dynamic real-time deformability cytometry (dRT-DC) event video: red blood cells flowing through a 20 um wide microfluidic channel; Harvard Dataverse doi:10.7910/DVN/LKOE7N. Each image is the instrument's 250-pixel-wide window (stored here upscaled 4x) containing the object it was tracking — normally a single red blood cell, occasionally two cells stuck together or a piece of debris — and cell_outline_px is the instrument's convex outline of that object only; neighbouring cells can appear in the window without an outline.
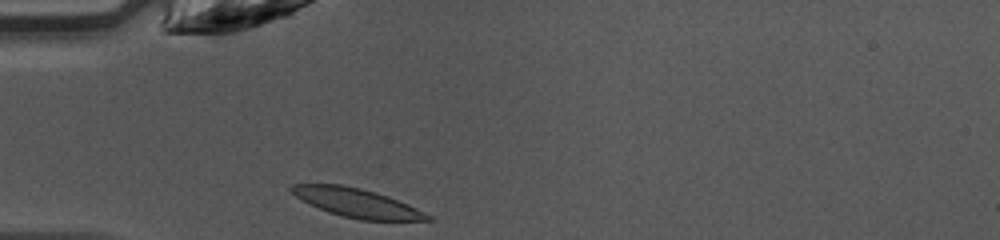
{"species": "common noctule bat (a hibernating species)", "species_latin": "Nyctalus noctula", "temperature_condition": "warm", "stored_images_in_passage": 34, "camera_frame_rate_fps": 3000, "um_per_image_px": 0.085, "animal": {"sex": "female", "body_mass_g": 10.0, "forearm_length_mm": 53.1}, "frame": {"image": 1, "passage_image": 1, "time_ms": 0.0, "image_size_px": [1000, 240], "cell_outline_px": [[436, 220], [360, 220], [328, 212], [296, 196], [288, 188], [292, 184], [344, 184], [376, 192], [388, 196], [424, 212], [432, 216]], "centroid_in_image_um": [30.34, 17.23], "position_along_channel_um": 54.7, "area_um2": 22.48}}
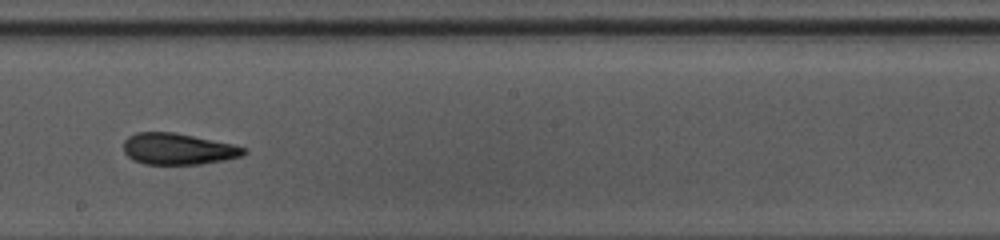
{"frame": {"image": 2, "passage_image": 14, "time_ms": 4.333, "image_size_px": [1000, 240], "cell_outline_px": [[248, 152], [240, 156], [224, 160], [200, 164], [144, 164], [132, 160], [124, 152], [124, 140], [128, 136], [136, 132], [172, 132], [232, 144], [248, 148]], "centroid_in_image_um": [15.11, 12.66], "position_along_channel_um": 233.1, "area_um2": 21.91}}
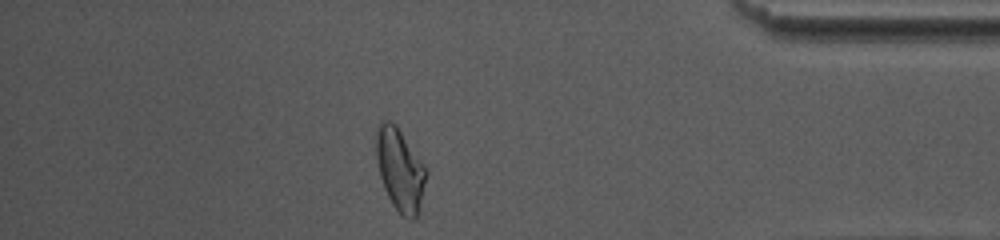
{"frame": {"image": 3, "passage_image": 28, "time_ms": 9.0, "image_size_px": [1000, 240], "cell_outline_px": [[428, 172], [416, 216], [412, 220], [408, 220], [392, 204], [384, 188], [380, 176], [376, 156], [376, 128], [384, 120], [388, 120], [396, 124], [428, 168]], "centroid_in_image_um": [34.01, 14.37], "position_along_channel_um": 401.2, "area_um2": 23.93}, "authors_computed_cell_mechanics": {"area_um2": 22.7732, "velocity_mm_per_s": 4.2703, "shape_relaxation_time_tau1_ms": 5.823, "shape_relaxation_time_tau2_ms": 2.0471, "deformation_change_tau1": 0.1688, "deformation_change_tau2": 0.0882}}